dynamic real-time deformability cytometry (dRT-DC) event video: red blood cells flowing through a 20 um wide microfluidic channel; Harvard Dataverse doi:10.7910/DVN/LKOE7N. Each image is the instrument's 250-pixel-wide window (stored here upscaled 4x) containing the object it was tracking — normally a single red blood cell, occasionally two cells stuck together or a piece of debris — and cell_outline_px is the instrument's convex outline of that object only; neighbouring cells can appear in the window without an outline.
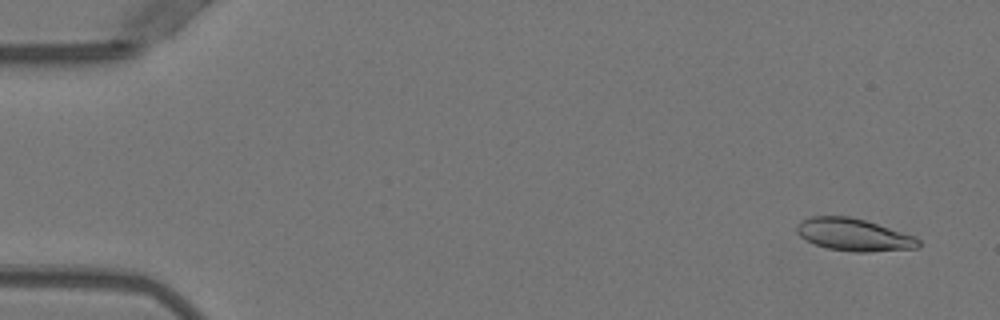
{"species": "Egyptian fruit bat (a non-hibernating species)", "species_latin": "Rousettus aegyptiacus", "temperature_condition": "warm", "stored_images_in_passage": 15, "camera_frame_rate_fps": 3000, "um_per_image_px": 0.085, "animal": {"sex": "female"}, "frame": {"image": 1, "passage_image": 2, "time_ms": 0.333, "image_size_px": [1000, 320], "cell_outline_px": [[920, 244], [916, 248], [868, 252], [856, 252], [828, 248], [816, 244], [800, 236], [796, 232], [796, 224], [800, 220], [808, 216], [848, 216], [864, 220], [916, 236], [920, 240]], "centroid_in_image_um": [72.55, 19.94], "position_along_channel_um": 12.4, "area_um2": 22.89}}
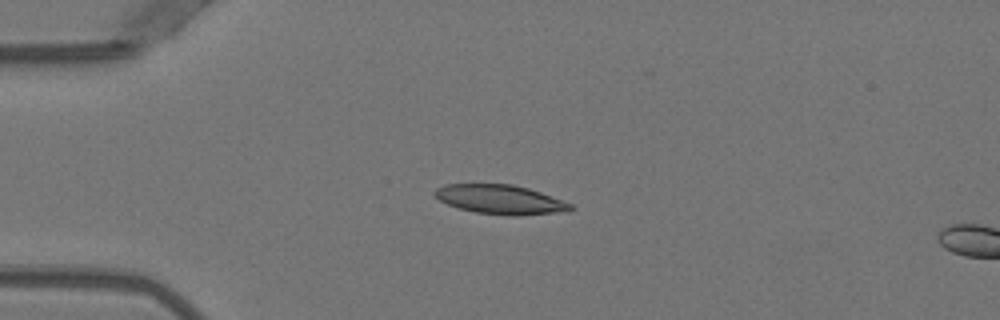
{"frame": {"image": 2, "passage_image": 12, "time_ms": 3.667, "image_size_px": [1000, 320], "cell_outline_px": [[572, 208], [568, 212], [520, 216], [508, 216], [476, 212], [460, 208], [448, 204], [440, 200], [432, 192], [436, 188], [444, 184], [512, 184], [528, 188], [540, 192], [572, 204]], "centroid_in_image_um": [42.54, 16.96], "position_along_channel_um": 42.5, "area_um2": 23.24}}